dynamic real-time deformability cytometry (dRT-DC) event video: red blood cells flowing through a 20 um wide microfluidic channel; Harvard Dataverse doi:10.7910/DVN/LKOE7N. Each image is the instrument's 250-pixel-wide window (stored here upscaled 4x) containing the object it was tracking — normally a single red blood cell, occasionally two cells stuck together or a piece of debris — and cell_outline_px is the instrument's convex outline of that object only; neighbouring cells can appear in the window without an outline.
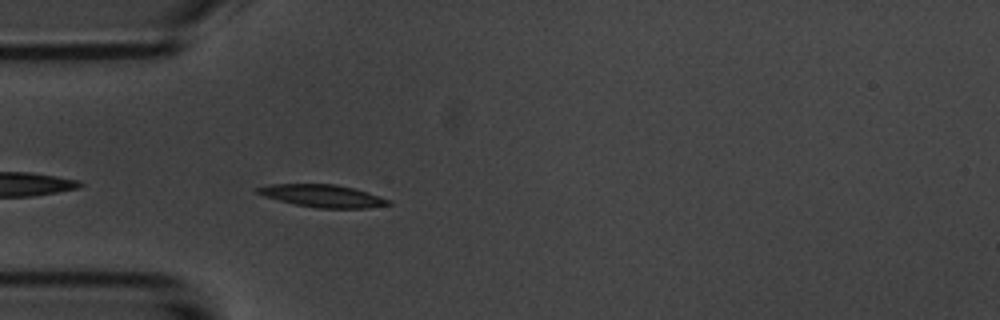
{"species": "common noctule bat (a hibernating species)", "species_latin": "Nyctalus noctula", "temperature_condition": "room temperature", "stored_images_in_passage": 34, "camera_frame_rate_fps": 3000, "um_per_image_px": 0.085, "animal": {"sex": "male", "body_mass_g": 20.1, "forearm_length_mm": 53.5}, "frame": {"image": 1, "passage_image": 3, "time_ms": 0.667, "image_size_px": [1000, 320], "cell_outline_px": [[392, 204], [368, 208], [316, 208], [296, 204], [264, 196], [256, 192], [256, 188], [268, 184], [336, 184], [356, 188], [392, 200]], "centroid_in_image_um": [27.48, 16.64], "position_along_channel_um": 57.5, "area_um2": 17.22}}
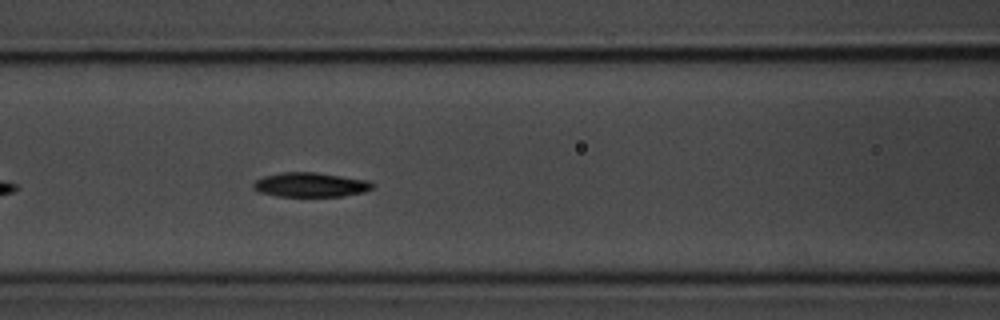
{"frame": {"image": 2, "passage_image": 10, "time_ms": 3.0, "image_size_px": [1000, 320], "cell_outline_px": [[376, 184], [372, 188], [364, 192], [344, 196], [276, 196], [260, 192], [252, 188], [252, 184], [256, 180], [264, 176], [280, 172], [316, 172], [368, 180]], "centroid_in_image_um": [26.39, 15.7], "position_along_channel_um": 140.2, "area_um2": 17.05}}
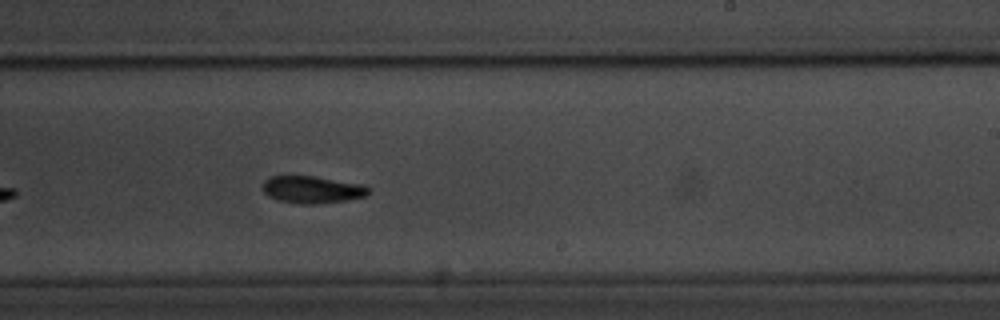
{"frame": {"image": 3, "passage_image": 20, "time_ms": 6.333, "image_size_px": [1000, 320], "cell_outline_px": [[372, 192], [368, 196], [344, 200], [316, 204], [296, 204], [276, 200], [268, 196], [264, 192], [264, 180], [272, 176], [312, 176], [364, 184], [372, 188]], "centroid_in_image_um": [26.59, 16.12], "position_along_channel_um": 262.4, "area_um2": 16.99}, "authors_computed_cell_mechanics": {"area_um2": 17.1088, "velocity_mm_per_s": 3.6776, "shape_relaxation_time_tau1_ms": 2.6189, "shape_relaxation_time_tau2_ms": 3.6982, "deformation_change_tau1": 0.1173, "deformation_change_tau2": 0.0942}}